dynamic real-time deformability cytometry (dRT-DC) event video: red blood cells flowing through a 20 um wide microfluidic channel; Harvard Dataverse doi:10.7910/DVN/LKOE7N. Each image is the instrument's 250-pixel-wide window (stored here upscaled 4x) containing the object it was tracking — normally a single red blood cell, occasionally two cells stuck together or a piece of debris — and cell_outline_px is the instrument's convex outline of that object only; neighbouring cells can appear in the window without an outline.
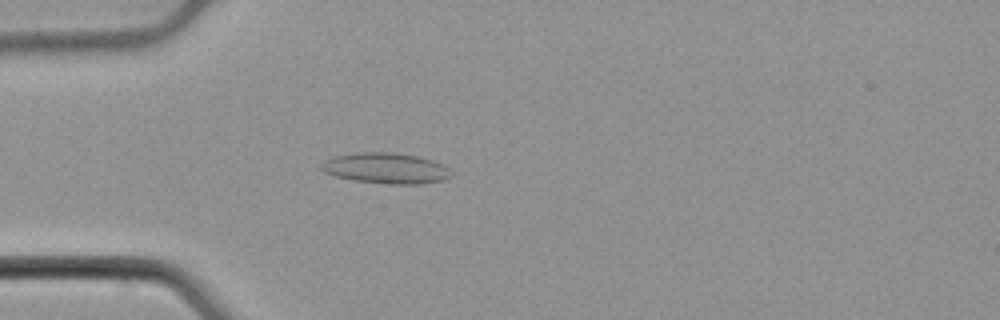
{"species": "common noctule bat (a hibernating species)", "species_latin": "Nyctalus noctula", "temperature_condition": "cold", "stored_images_in_passage": 3, "camera_frame_rate_fps": 3000, "um_per_image_px": 0.085, "animal": {"sex": "male", "body_mass_g": 21.5, "forearm_length_mm": 52.0}, "frame": {"image": 1, "passage_image": 3, "time_ms": 0.667, "image_size_px": [1000, 320], "cell_outline_px": [[452, 176], [444, 180], [424, 184], [392, 184], [352, 180], [336, 176], [324, 172], [320, 168], [320, 164], [324, 160], [336, 156], [356, 152], [396, 152], [416, 156], [432, 160], [448, 168], [452, 172]], "centroid_in_image_um": [32.8, 14.3], "position_along_channel_um": 52.2, "area_um2": 23.35}}